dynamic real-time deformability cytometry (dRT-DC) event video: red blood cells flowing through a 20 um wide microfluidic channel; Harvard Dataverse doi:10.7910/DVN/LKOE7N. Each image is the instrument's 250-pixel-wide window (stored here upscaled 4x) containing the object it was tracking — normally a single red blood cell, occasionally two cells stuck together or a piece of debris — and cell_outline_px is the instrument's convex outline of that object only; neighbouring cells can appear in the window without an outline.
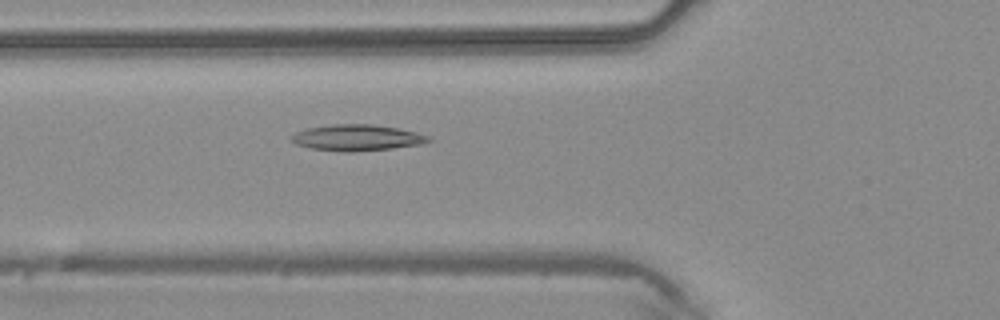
{"species": "common noctule bat (a hibernating species)", "species_latin": "Nyctalus noctula", "temperature_condition": "warm", "stored_images_in_passage": 34, "camera_frame_rate_fps": 3000, "um_per_image_px": 0.085, "animal": {"sex": "male", "body_mass_g": 20.4}, "frame": {"image": 1, "passage_image": 5, "time_ms": 1.333, "image_size_px": [1000, 320], "cell_outline_px": [[432, 140], [424, 144], [392, 148], [352, 152], [348, 152], [312, 148], [296, 144], [292, 140], [292, 136], [296, 132], [308, 128], [332, 124], [372, 124], [396, 128], [416, 132], [428, 136]], "centroid_in_image_um": [30.38, 11.7], "position_along_channel_um": 95.4, "area_um2": 20.63}}
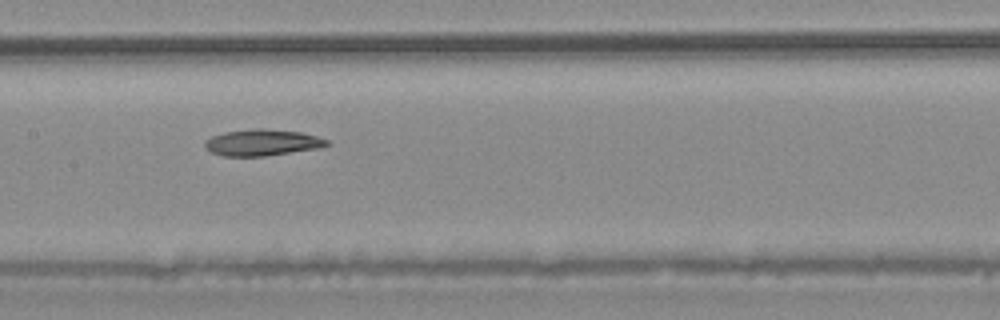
{"frame": {"image": 2, "passage_image": 11, "time_ms": 3.333, "image_size_px": [1000, 320], "cell_outline_px": [[332, 144], [320, 148], [264, 156], [220, 156], [204, 148], [204, 140], [212, 136], [224, 132], [252, 128], [264, 128], [300, 132], [316, 136], [328, 140]], "centroid_in_image_um": [22.27, 12.11], "position_along_channel_um": 185.1, "area_um2": 18.96}}
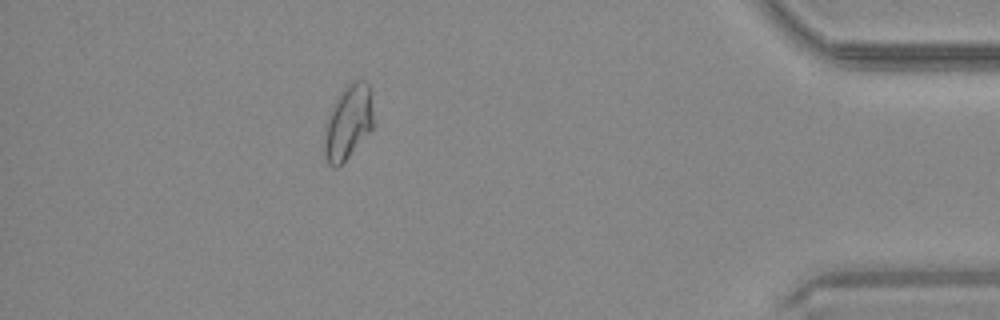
{"frame": {"image": 3, "passage_image": 29, "time_ms": 9.333, "image_size_px": [1000, 320], "cell_outline_px": [[372, 128], [348, 156], [336, 168], [332, 168], [328, 164], [324, 156], [324, 124], [332, 104], [344, 88], [352, 80], [364, 80], [368, 84], [372, 112]], "centroid_in_image_um": [29.53, 10.39], "position_along_channel_um": 405.7, "area_um2": 21.04}}